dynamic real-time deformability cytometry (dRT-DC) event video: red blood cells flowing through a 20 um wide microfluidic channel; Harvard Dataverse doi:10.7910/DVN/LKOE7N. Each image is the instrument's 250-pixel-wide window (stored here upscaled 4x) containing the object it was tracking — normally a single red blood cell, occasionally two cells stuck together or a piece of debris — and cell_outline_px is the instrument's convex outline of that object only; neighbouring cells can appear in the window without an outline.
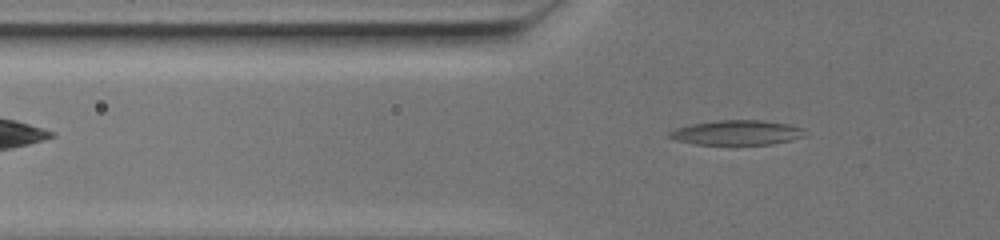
{"species": "common noctule bat (a hibernating species)", "species_latin": "Nyctalus noctula", "temperature_condition": "warm", "stored_images_in_passage": 71, "camera_frame_rate_fps": 3000, "um_per_image_px": 0.085, "animal": {"sex": "female", "body_mass_g": 19.5, "forearm_length_mm": 54.1}, "frame": {"image": 1, "passage_image": 23, "time_ms": 7.333, "image_size_px": [1000, 240], "cell_outline_px": [[804, 136], [792, 140], [772, 144], [696, 144], [676, 140], [668, 136], [668, 132], [676, 128], [692, 124], [716, 120], [764, 120], [788, 124], [804, 128]], "centroid_in_image_um": [62.65, 11.26], "position_along_channel_um": 63.2, "area_um2": 19.48}}
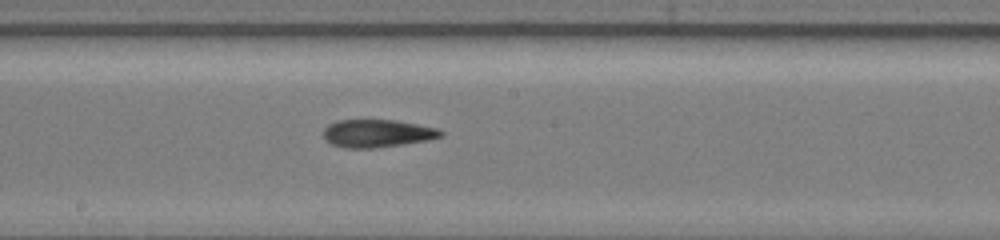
{"frame": {"image": 2, "passage_image": 40, "time_ms": 13.0, "image_size_px": [1000, 240], "cell_outline_px": [[444, 136], [428, 140], [404, 144], [376, 148], [344, 148], [332, 144], [324, 140], [324, 128], [328, 124], [336, 120], [396, 120], [440, 128], [444, 132]], "centroid_in_image_um": [32.09, 11.34], "position_along_channel_um": 216.1, "area_um2": 19.31}}
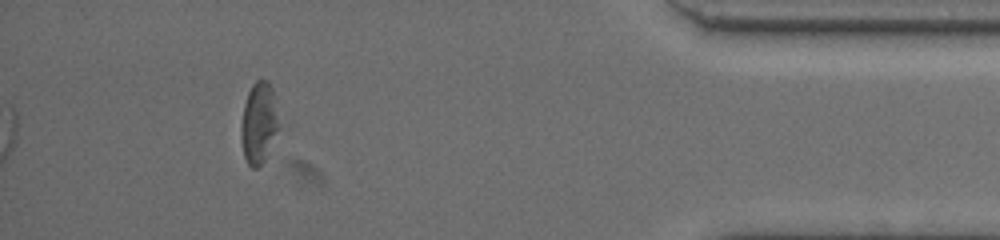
{"frame": {"image": 3, "passage_image": 65, "time_ms": 21.333, "image_size_px": [1000, 240], "cell_outline_px": [[276, 128], [264, 160], [256, 168], [252, 168], [248, 164], [244, 156], [240, 136], [240, 124], [244, 104], [248, 92], [252, 84], [256, 80], [268, 80], [272, 88], [276, 116]], "centroid_in_image_um": [21.92, 10.42], "position_along_channel_um": 413.3, "area_um2": 17.11}}